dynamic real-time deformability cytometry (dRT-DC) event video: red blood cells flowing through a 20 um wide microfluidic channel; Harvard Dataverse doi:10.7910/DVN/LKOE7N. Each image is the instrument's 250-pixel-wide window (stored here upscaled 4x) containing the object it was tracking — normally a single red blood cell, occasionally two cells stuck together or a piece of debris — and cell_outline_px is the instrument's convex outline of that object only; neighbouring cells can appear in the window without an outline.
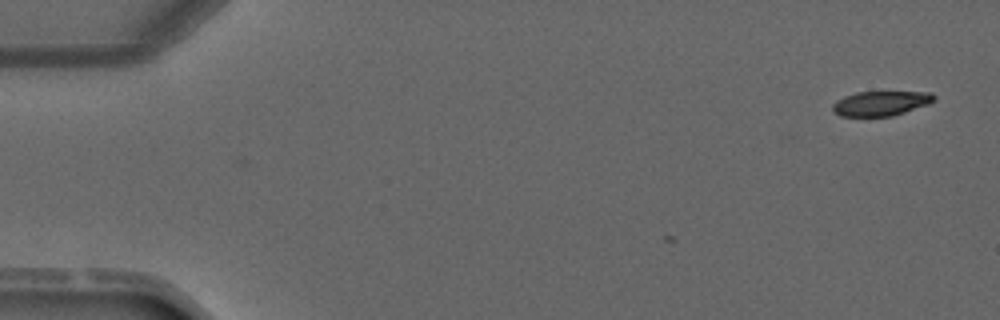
{"species": "common noctule bat (a hibernating species)", "species_latin": "Nyctalus noctula", "temperature_condition": "warm", "stored_images_in_passage": 4, "camera_frame_rate_fps": 3000, "um_per_image_px": 0.085, "animal": {"sex": "male", "forearm_length_mm": 52.5}, "frame": {"image": 1, "passage_image": 1, "time_ms": 0.0, "image_size_px": [1000, 320], "cell_outline_px": [[936, 96], [928, 104], [892, 116], [840, 116], [832, 112], [832, 104], [836, 100], [844, 96], [856, 92], [932, 92]], "centroid_in_image_um": [74.81, 8.78], "position_along_channel_um": 10.2, "area_um2": 14.57}}
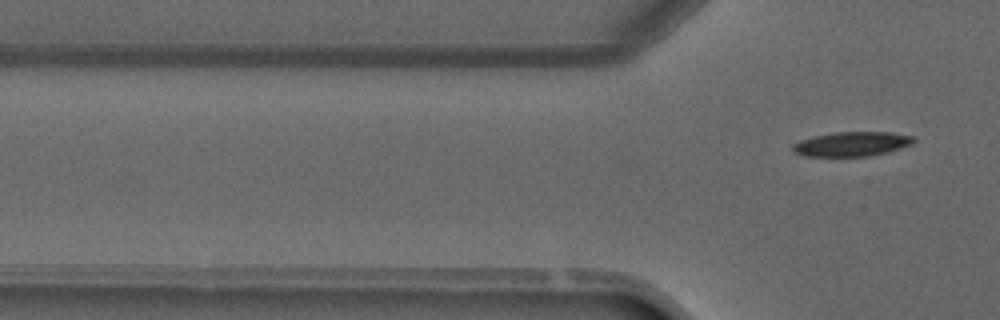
{"frame": {"image": 2, "passage_image": 4, "time_ms": 3.667, "image_size_px": [1000, 320], "cell_outline_px": [[916, 140], [912, 144], [888, 152], [868, 156], [804, 156], [792, 152], [792, 144], [800, 140], [816, 136], [836, 132], [888, 132], [916, 136]], "centroid_in_image_um": [72.42, 12.24], "position_along_channel_um": 53.4, "area_um2": 17.28}}